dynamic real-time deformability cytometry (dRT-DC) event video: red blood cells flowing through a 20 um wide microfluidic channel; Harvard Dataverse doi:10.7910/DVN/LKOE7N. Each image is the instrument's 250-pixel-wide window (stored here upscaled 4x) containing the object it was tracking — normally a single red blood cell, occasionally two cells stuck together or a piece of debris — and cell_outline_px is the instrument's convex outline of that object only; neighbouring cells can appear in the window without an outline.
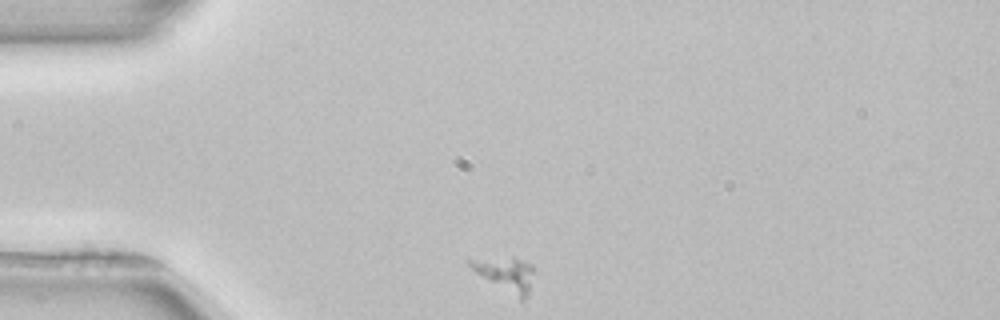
{"species": "common noctule bat (a hibernating species)", "species_latin": "Nyctalus noctula", "temperature_condition": "room temperature", "stored_images_in_passage": 42, "camera_frame_rate_fps": 3000, "um_per_image_px": 0.085, "animal": {"sex": "female", "body_mass_g": 22.7, "forearm_length_mm": 54.2}, "frame": {"image": 1, "passage_image": 1, "time_ms": 0.0, "image_size_px": [1000, 320], "cell_outline_px": [[532, 272], [528, 292], [520, 300], [476, 272], [468, 264], [468, 260], [512, 256], [532, 264]], "centroid_in_image_um": [42.98, 23.25], "position_along_channel_um": 42.0, "area_um2": 12.08}}
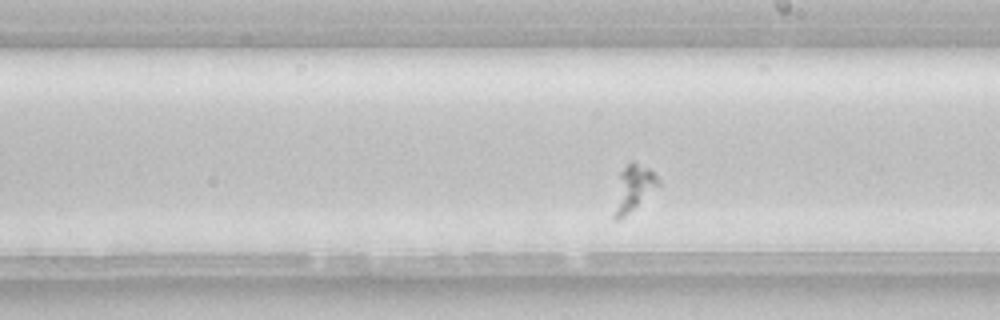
{"frame": {"image": 2, "passage_image": 19, "time_ms": 6.0, "image_size_px": [1000, 320], "cell_outline_px": [[660, 184], [624, 216], [616, 220], [612, 216], [620, 172], [632, 160], [648, 168], [660, 180]], "centroid_in_image_um": [53.82, 15.97], "position_along_channel_um": 235.2, "area_um2": 11.27}}
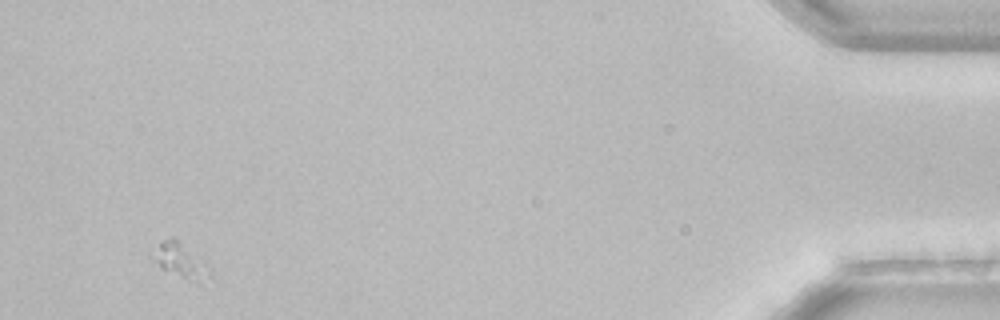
{"frame": {"image": 3, "passage_image": 40, "time_ms": 13.0, "image_size_px": [1000, 320], "cell_outline_px": [[212, 276], [200, 284], [160, 268], [148, 256], [164, 240], [172, 236], [204, 260], [212, 272]], "centroid_in_image_um": [15.36, 22.18], "position_along_channel_um": 419.8, "area_um2": 11.62}}